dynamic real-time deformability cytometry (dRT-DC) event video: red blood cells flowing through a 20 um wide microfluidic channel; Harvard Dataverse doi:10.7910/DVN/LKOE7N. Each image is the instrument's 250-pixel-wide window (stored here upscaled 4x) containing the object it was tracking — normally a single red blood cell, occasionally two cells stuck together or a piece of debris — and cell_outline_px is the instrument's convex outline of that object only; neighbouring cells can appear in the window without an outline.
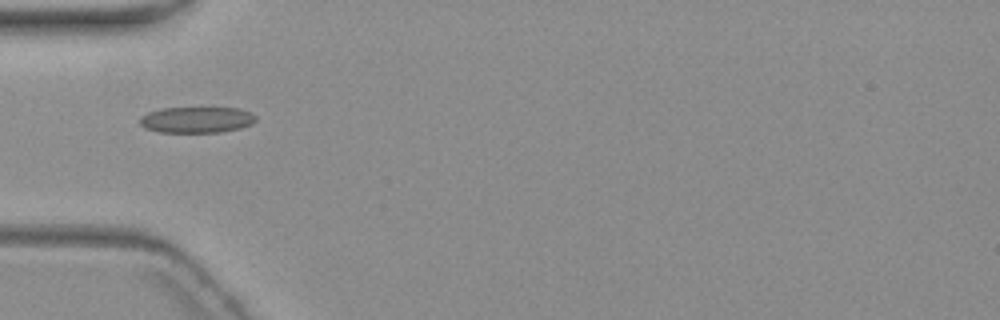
{"species": "common noctule bat (a hibernating species)", "species_latin": "Nyctalus noctula", "temperature_condition": "warm", "stored_images_in_passage": 3, "camera_frame_rate_fps": 3000, "um_per_image_px": 0.085, "animal": {"sex": "female", "body_mass_g": 19.3, "forearm_length_mm": 54.1}, "frame": {"image": 1, "passage_image": 3, "time_ms": 2.333, "image_size_px": [1000, 320], "cell_outline_px": [[256, 120], [252, 124], [240, 128], [220, 132], [160, 132], [144, 128], [140, 124], [140, 116], [148, 112], [160, 108], [240, 108], [252, 112], [256, 116]], "centroid_in_image_um": [16.72, 10.17], "position_along_channel_um": 68.3, "area_um2": 17.74}}